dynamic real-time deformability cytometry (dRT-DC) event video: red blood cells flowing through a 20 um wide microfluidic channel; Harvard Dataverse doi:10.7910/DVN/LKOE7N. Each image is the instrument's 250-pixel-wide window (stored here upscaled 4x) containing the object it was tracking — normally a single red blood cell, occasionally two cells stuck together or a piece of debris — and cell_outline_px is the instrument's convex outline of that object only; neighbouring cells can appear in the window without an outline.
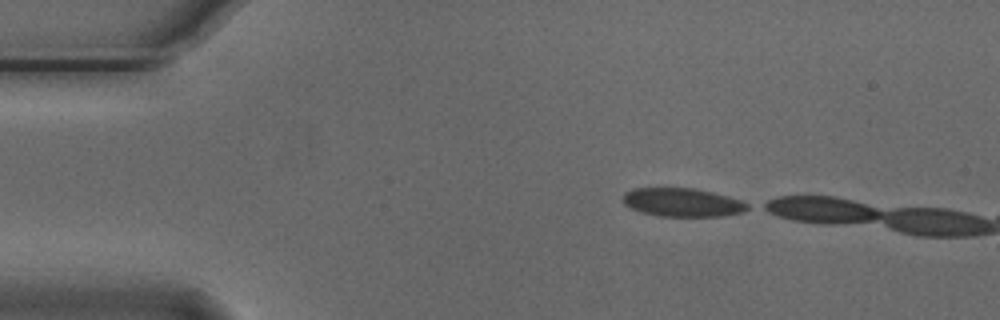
{"species": "Egyptian fruit bat (a non-hibernating species)", "species_latin": "Rousettus aegyptiacus", "temperature_condition": "cold", "stored_images_in_passage": 6, "camera_frame_rate_fps": 3000, "um_per_image_px": 0.085, "animal": {"sex": "male"}, "frame": {"image": 1, "passage_image": 1, "time_ms": 0.0, "image_size_px": [1000, 320], "cell_outline_px": [[752, 208], [744, 212], [724, 216], [660, 216], [640, 212], [624, 204], [624, 192], [632, 188], [696, 188], [728, 196], [740, 200], [748, 204]], "centroid_in_image_um": [58.04, 17.2], "position_along_channel_um": 27.0, "area_um2": 20.81}}